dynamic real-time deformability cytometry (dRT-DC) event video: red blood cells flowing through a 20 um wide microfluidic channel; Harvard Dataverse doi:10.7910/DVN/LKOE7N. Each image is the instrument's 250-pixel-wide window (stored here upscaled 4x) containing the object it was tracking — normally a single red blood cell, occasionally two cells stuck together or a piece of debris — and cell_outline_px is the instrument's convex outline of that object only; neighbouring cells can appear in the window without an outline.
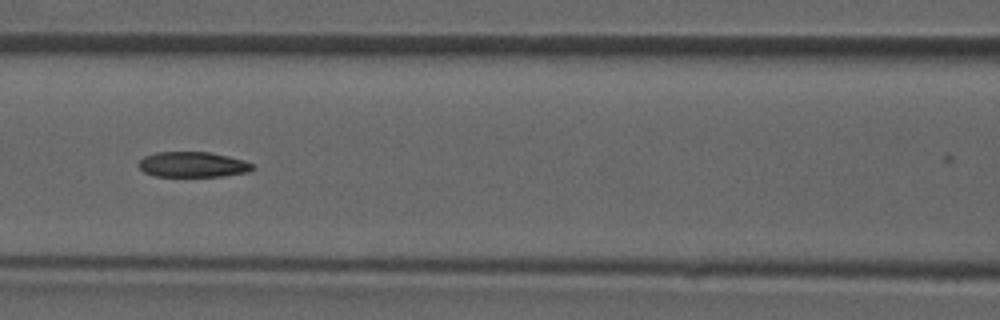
{"species": "common noctule bat (a hibernating species)", "species_latin": "Nyctalus noctula", "temperature_condition": "room temperature", "stored_images_in_passage": 50, "camera_frame_rate_fps": 3000, "um_per_image_px": 0.085, "animal": {"sex": "male", "forearm_length_mm": 52.5}, "frame": {"image": 1, "passage_image": 22, "time_ms": 7.0, "image_size_px": [1000, 320], "cell_outline_px": [[256, 168], [248, 172], [224, 176], [156, 176], [144, 172], [136, 164], [144, 156], [156, 152], [208, 152], [228, 156], [244, 160], [256, 164]], "centroid_in_image_um": [16.42, 13.98], "position_along_channel_um": 150.2, "area_um2": 16.99}}